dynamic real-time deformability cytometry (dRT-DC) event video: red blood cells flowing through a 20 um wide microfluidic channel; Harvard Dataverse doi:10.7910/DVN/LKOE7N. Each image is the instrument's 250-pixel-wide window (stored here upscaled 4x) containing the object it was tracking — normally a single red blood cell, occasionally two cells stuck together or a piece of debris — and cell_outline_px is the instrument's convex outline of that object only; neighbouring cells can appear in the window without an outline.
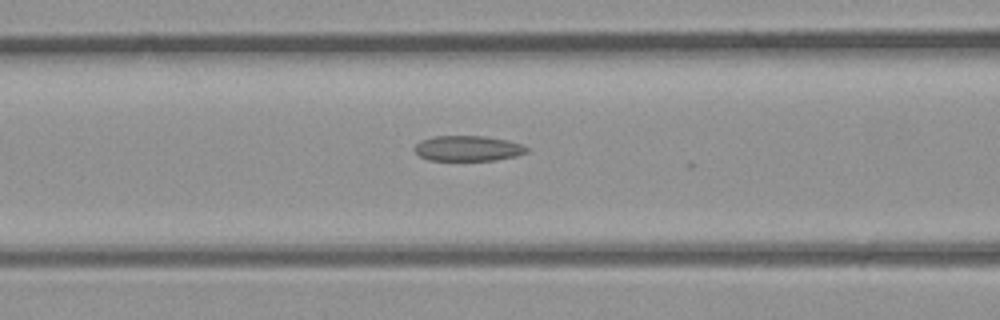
{"species": "common noctule bat (a hibernating species)", "species_latin": "Nyctalus noctula", "temperature_condition": "room temperature", "stored_images_in_passage": 20, "camera_frame_rate_fps": 3000, "um_per_image_px": 0.085, "animal": {"sex": "male", "body_mass_g": 23.1, "forearm_length_mm": 52.7}, "frame": {"image": 1, "passage_image": 16, "time_ms": 5.0, "image_size_px": [1000, 320], "cell_outline_px": [[528, 152], [516, 156], [496, 160], [428, 160], [420, 156], [412, 148], [420, 140], [432, 136], [484, 136], [504, 140], [520, 144], [528, 148]], "centroid_in_image_um": [39.72, 12.61], "position_along_channel_um": 126.9, "area_um2": 16.53}}
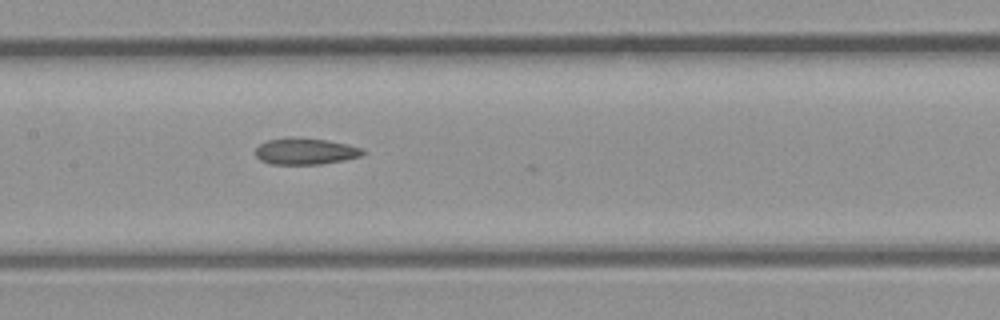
{"frame": {"image": 2, "passage_image": 19, "time_ms": 6.0, "image_size_px": [1000, 320], "cell_outline_px": [[368, 152], [360, 156], [344, 160], [320, 164], [272, 164], [260, 160], [256, 156], [256, 148], [260, 144], [268, 140], [288, 136], [292, 136], [324, 140], [348, 144], [364, 148]], "centroid_in_image_um": [25.98, 12.85], "position_along_channel_um": 181.4, "area_um2": 16.7}}